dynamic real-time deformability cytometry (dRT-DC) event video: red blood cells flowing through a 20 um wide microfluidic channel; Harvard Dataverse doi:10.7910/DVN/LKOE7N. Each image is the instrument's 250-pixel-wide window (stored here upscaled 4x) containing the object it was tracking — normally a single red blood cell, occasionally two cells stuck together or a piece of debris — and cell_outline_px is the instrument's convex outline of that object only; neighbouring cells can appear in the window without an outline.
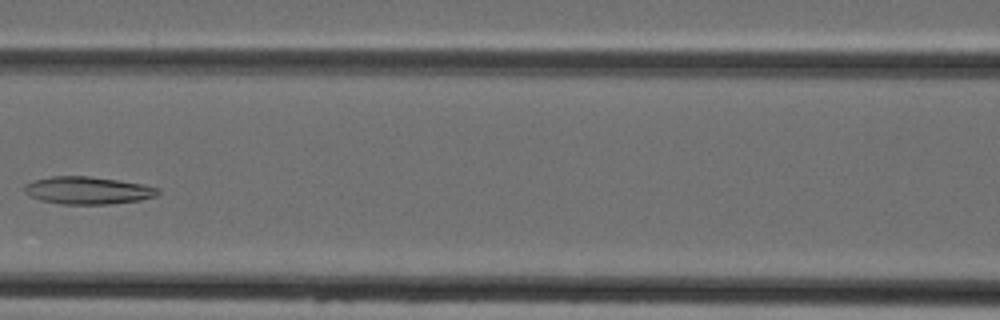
{"species": "Egyptian fruit bat (a non-hibernating species)", "species_latin": "Rousettus aegyptiacus", "temperature_condition": "cold", "stored_images_in_passage": 7, "camera_frame_rate_fps": 3000, "um_per_image_px": 0.085, "animal": {"sex": "female"}, "frame": {"image": 1, "passage_image": 6, "time_ms": 6.0, "image_size_px": [1000, 320], "cell_outline_px": [[160, 192], [156, 196], [140, 200], [112, 204], [60, 204], [40, 200], [28, 196], [24, 192], [24, 184], [36, 180], [52, 176], [88, 176], [116, 180], [140, 184], [160, 188]], "centroid_in_image_um": [7.44, 16.19], "position_along_channel_um": 159.2, "area_um2": 21.39}}
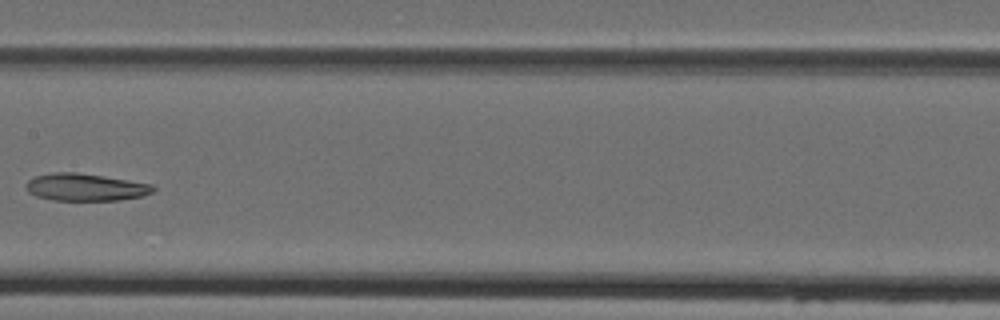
{"frame": {"image": 2, "passage_image": 7, "time_ms": 7.0, "image_size_px": [1000, 320], "cell_outline_px": [[156, 188], [152, 192], [144, 196], [120, 200], [52, 200], [36, 196], [28, 192], [24, 188], [24, 184], [28, 180], [36, 176], [52, 172], [76, 172], [128, 180], [152, 184]], "centroid_in_image_um": [7.23, 15.91], "position_along_channel_um": 200.2, "area_um2": 20.35}}